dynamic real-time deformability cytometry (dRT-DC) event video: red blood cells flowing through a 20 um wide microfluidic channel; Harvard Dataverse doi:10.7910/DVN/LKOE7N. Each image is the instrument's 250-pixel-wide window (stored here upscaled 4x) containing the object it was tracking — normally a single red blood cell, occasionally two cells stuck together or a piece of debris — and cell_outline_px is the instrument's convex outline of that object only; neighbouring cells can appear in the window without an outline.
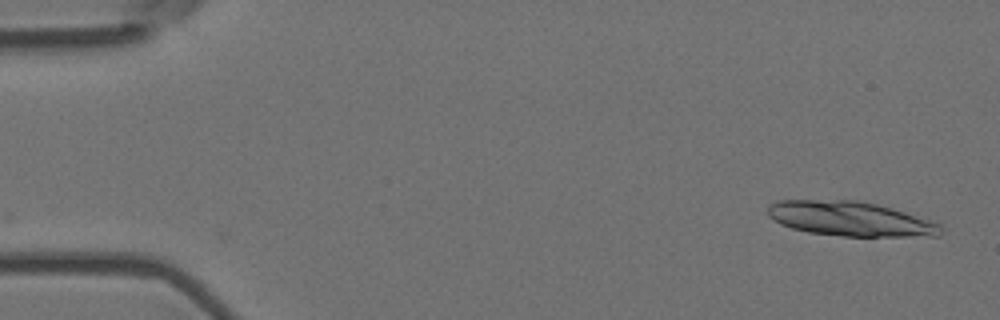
{"species": "Egyptian fruit bat (a non-hibernating species)", "species_latin": "Rousettus aegyptiacus", "temperature_condition": "room temperature", "stored_images_in_passage": 19, "camera_frame_rate_fps": 3000, "um_per_image_px": 0.085, "animal": {"sex": "female"}, "frame": {"image": 1, "passage_image": 1, "time_ms": 0.0, "image_size_px": [1000, 320], "cell_outline_px": [[944, 232], [940, 236], [844, 236], [808, 232], [792, 228], [780, 224], [768, 216], [768, 204], [776, 200], [860, 200], [940, 220], [944, 228]], "centroid_in_image_um": [72.4, 18.59], "position_along_channel_um": 12.6, "area_um2": 35.66}}